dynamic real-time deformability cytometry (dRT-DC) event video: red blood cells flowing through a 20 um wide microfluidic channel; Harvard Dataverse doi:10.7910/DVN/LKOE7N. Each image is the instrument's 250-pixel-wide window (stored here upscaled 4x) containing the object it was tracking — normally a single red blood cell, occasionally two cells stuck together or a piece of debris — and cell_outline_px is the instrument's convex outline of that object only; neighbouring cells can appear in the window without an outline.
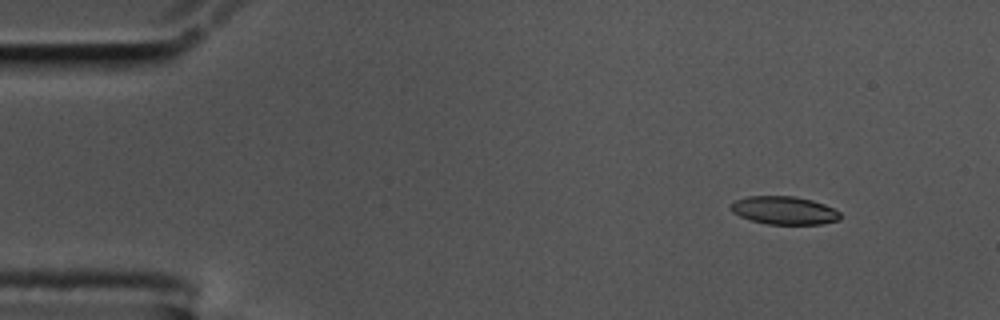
{"species": "common noctule bat (a hibernating species)", "species_latin": "Nyctalus noctula", "temperature_condition": "cold", "stored_images_in_passage": 55, "camera_frame_rate_fps": 3000, "um_per_image_px": 0.085, "animal": {"sex": "male", "body_mass_g": 17.5, "forearm_length_mm": 52.3}, "frame": {"image": 1, "passage_image": 3, "time_ms": 0.667, "image_size_px": [1000, 320], "cell_outline_px": [[840, 220], [820, 224], [768, 224], [752, 220], [740, 216], [732, 212], [728, 208], [736, 200], [748, 196], [796, 196], [812, 200], [824, 204], [840, 212]], "centroid_in_image_um": [66.65, 17.88], "position_along_channel_um": 18.3, "area_um2": 17.86}}
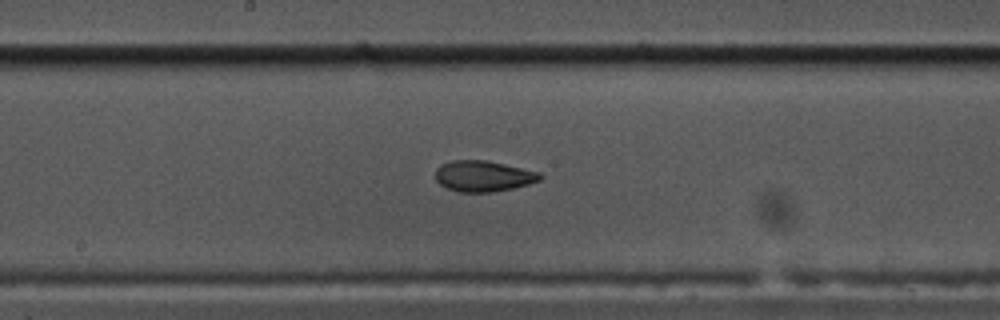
{"frame": {"image": 2, "passage_image": 27, "time_ms": 8.667, "image_size_px": [1000, 320], "cell_outline_px": [[544, 176], [540, 180], [528, 184], [512, 188], [492, 192], [460, 192], [448, 188], [440, 184], [436, 180], [436, 168], [440, 164], [452, 160], [488, 160], [540, 172]], "centroid_in_image_um": [41.09, 14.96], "position_along_channel_um": 207.1, "area_um2": 18.9}}
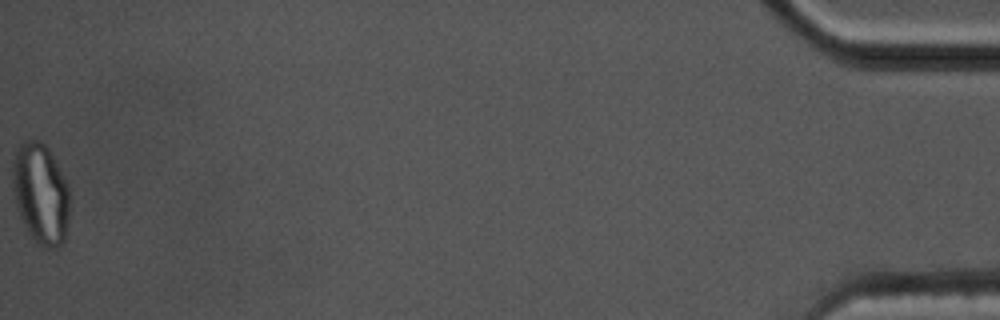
{"frame": {"image": 3, "passage_image": 55, "time_ms": 18.0, "image_size_px": [1000, 320], "cell_outline_px": [[68, 216], [64, 240], [56, 248], [44, 248], [28, 232], [20, 216], [16, 204], [12, 188], [12, 160], [16, 148], [24, 140], [40, 140], [48, 148], [56, 160], [68, 184]], "centroid_in_image_um": [3.43, 16.4], "position_along_channel_um": 431.8, "area_um2": 33.52}, "authors_computed_cell_mechanics": {"area_um2": 19.0162, "velocity_mm_per_s": 3.4808, "shape_relaxation_time_tau1_ms": 6.472, "shape_relaxation_time_tau2_ms": 2.1394, "deformation_change_tau1": 0.1979, "deformation_change_tau2": 0.0775}}